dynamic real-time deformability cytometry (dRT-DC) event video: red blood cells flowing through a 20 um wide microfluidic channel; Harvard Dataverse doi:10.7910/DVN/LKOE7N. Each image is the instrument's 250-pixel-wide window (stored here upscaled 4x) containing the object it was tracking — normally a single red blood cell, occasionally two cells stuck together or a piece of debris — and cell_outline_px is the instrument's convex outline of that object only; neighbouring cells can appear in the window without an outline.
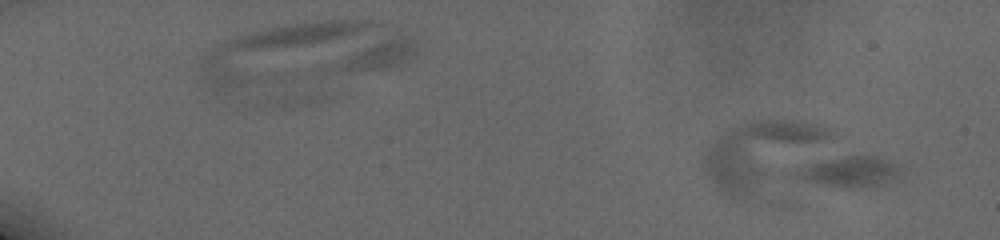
{"species": "human", "species_latin": "Homo sapiens", "temperature_condition": "cold", "stored_images_in_passage": 22, "camera_frame_rate_fps": 3000, "um_per_image_px": 0.085, "donor": {"sex": "male"}, "frame": {"image": 1, "passage_image": 5, "time_ms": 1.333, "image_size_px": [1000, 240], "cell_outline_px": [[904, 168], [900, 176], [876, 188], [848, 188], [824, 184], [804, 180], [792, 176], [788, 172], [804, 164], [844, 156], [880, 156], [904, 164]], "centroid_in_image_um": [72.32, 14.59], "position_along_channel_um": 12.7, "area_um2": 19.59}}